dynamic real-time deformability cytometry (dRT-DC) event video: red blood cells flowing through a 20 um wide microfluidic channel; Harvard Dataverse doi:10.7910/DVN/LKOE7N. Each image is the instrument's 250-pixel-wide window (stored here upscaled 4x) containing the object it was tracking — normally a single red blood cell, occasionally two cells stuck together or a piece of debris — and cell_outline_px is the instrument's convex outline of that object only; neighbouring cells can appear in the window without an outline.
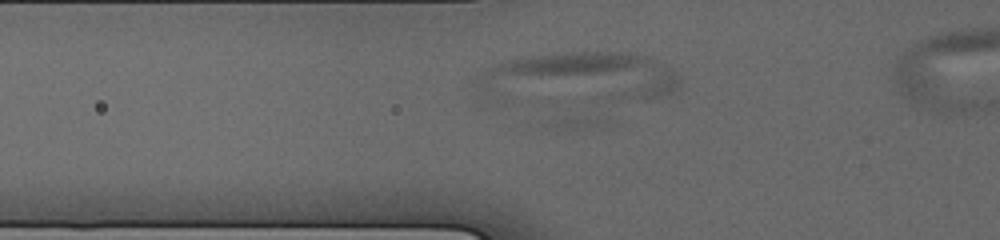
{"species": "human", "species_latin": "Homo sapiens", "temperature_condition": "cold", "stored_images_in_passage": 48, "camera_frame_rate_fps": 3000, "um_per_image_px": 0.085, "donor": {"sex": "male"}, "frame": {"image": 1, "passage_image": 14, "time_ms": 3.333, "image_size_px": [1000, 240], "cell_outline_px": [[680, 84], [672, 92], [652, 100], [500, 108], [492, 108], [476, 104], [472, 100], [472, 80], [484, 68], [504, 60], [532, 56], [564, 52], [616, 52], [644, 56], [672, 72], [680, 80]], "centroid_in_image_um": [48.59, 6.82], "position_along_channel_um": 77.2, "area_um2": 66.93}}